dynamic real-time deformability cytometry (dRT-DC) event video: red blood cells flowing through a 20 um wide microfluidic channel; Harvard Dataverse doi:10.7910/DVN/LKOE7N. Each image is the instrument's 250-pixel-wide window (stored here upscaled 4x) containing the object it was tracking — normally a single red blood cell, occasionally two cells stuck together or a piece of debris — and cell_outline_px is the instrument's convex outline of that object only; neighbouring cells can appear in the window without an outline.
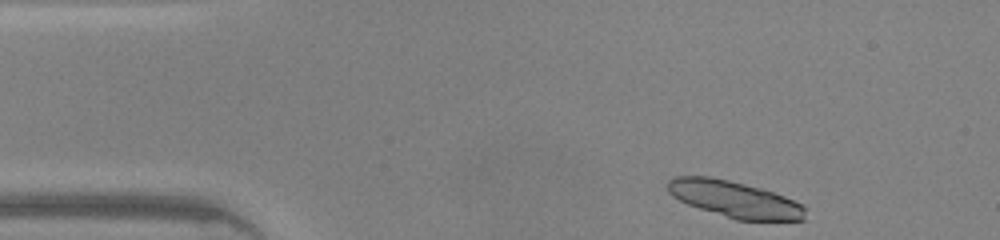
{"species": "common noctule bat (a hibernating species)", "species_latin": "Nyctalus noctula", "temperature_condition": "warm", "stored_images_in_passage": 41, "segment_of_instrument_passage": [1, 2], "camera_frame_rate_fps": 3000, "um_per_image_px": 0.085, "animal": {"sex": "male", "body_mass_g": 20.0, "forearm_length_mm": 53.3}, "frame": {"image": 1, "passage_image": 1, "time_ms": 0.0, "image_size_px": [1000, 240], "cell_outline_px": [[808, 208], [804, 220], [736, 220], [688, 204], [672, 196], [668, 192], [668, 180], [672, 176], [708, 176], [728, 180], [760, 188], [784, 196]], "centroid_in_image_um": [62.43, 16.93], "position_along_channel_um": 22.6, "area_um2": 29.02}}